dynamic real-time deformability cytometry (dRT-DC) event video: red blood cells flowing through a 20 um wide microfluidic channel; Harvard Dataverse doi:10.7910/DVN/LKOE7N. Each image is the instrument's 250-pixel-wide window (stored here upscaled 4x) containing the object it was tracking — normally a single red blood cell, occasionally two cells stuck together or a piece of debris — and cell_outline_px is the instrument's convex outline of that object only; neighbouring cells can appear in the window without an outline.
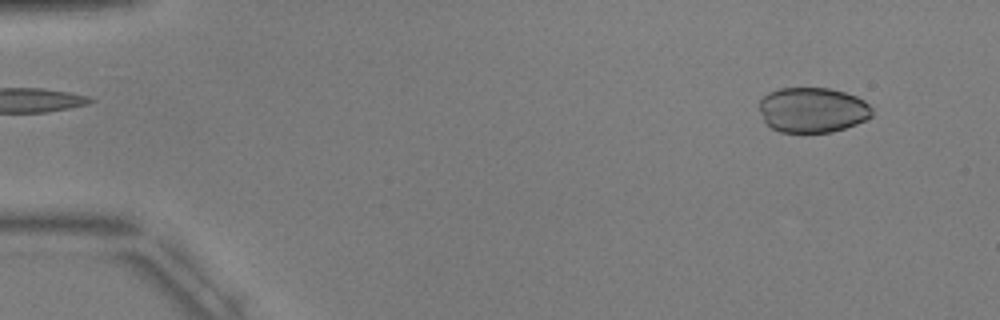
{"species": "common noctule bat (a hibernating species)", "species_latin": "Nyctalus noctula", "temperature_condition": "warm", "stored_images_in_passage": 3, "camera_frame_rate_fps": 3000, "um_per_image_px": 0.085, "animal": {"sex": "male", "body_mass_g": 17.9, "forearm_length_mm": 54.2}, "frame": {"image": 1, "passage_image": 3, "time_ms": 3.333, "image_size_px": [1000, 320], "cell_outline_px": [[872, 116], [856, 124], [832, 132], [780, 132], [772, 128], [764, 120], [760, 108], [760, 100], [768, 92], [780, 88], [828, 88], [844, 92], [856, 96], [864, 100], [872, 108]], "centroid_in_image_um": [69.07, 9.34], "position_along_channel_um": 15.9, "area_um2": 29.54}}